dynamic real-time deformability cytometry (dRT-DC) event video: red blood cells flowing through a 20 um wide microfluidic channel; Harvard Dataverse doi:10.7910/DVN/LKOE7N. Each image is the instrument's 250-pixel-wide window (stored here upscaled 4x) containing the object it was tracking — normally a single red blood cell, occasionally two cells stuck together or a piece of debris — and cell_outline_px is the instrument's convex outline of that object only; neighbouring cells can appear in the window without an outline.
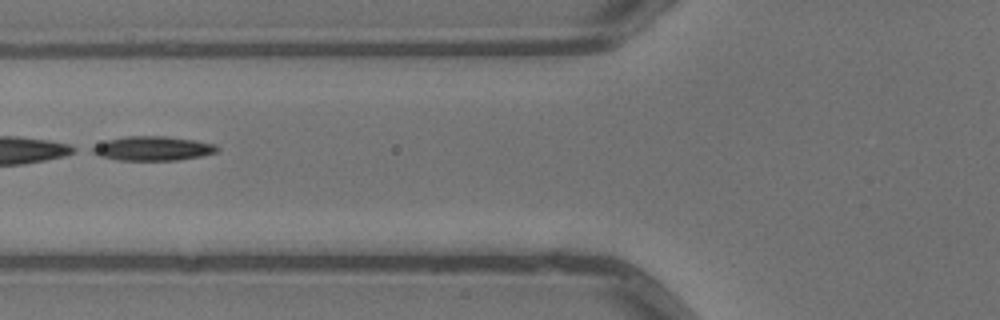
{"species": "common noctule bat (a hibernating species)", "species_latin": "Nyctalus noctula", "temperature_condition": "warm", "stored_images_in_passage": 6, "segment_of_instrument_passage": [2, 2], "camera_frame_rate_fps": 3000, "um_per_image_px": 0.085, "animal": {"sex": "male", "body_mass_g": 13.3}, "frame": {"image": 1, "passage_image": 6, "time_ms": 1.667, "image_size_px": [1000, 320], "cell_outline_px": [[220, 148], [216, 152], [200, 156], [176, 160], [120, 160], [100, 156], [92, 152], [92, 148], [108, 140], [124, 136], [164, 136], [192, 140], [216, 144]], "centroid_in_image_um": [13.02, 12.61], "position_along_channel_um": 112.8, "area_um2": 17.34}}